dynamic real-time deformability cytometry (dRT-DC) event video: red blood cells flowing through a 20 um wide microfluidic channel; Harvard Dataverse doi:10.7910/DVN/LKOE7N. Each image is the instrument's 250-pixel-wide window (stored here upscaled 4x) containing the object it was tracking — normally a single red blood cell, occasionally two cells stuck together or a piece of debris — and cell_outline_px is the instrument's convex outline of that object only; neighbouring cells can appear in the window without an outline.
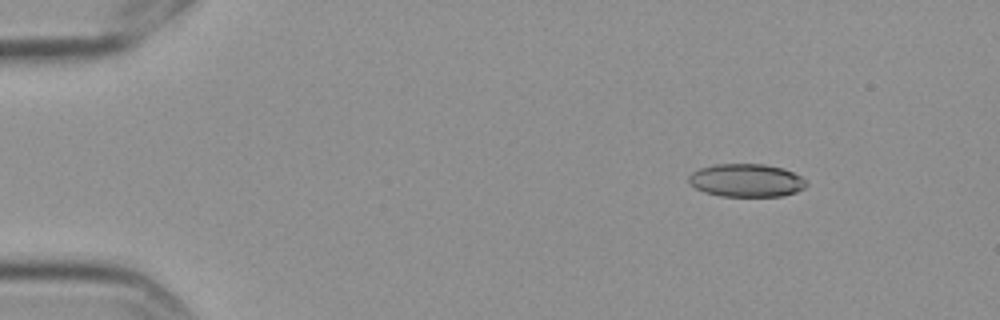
{"species": "Egyptian fruit bat (a non-hibernating species)", "species_latin": "Rousettus aegyptiacus", "temperature_condition": "cold", "stored_images_in_passage": 3, "camera_frame_rate_fps": 3000, "um_per_image_px": 0.085, "frame": {"image": 1, "passage_image": 1, "time_ms": 0.0, "image_size_px": [1000, 320], "cell_outline_px": [[808, 184], [804, 188], [796, 192], [784, 196], [720, 196], [704, 192], [696, 188], [688, 180], [688, 176], [692, 172], [700, 168], [716, 164], [764, 164], [784, 168], [800, 176]], "centroid_in_image_um": [63.45, 15.33], "position_along_channel_um": 21.6, "area_um2": 22.66}}
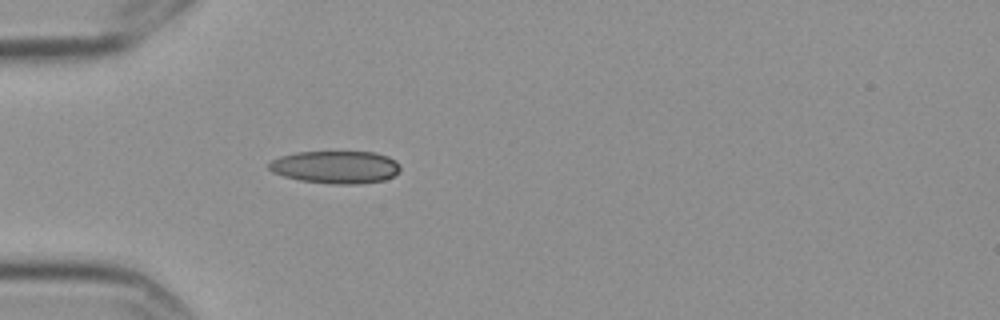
{"frame": {"image": 2, "passage_image": 3, "time_ms": 0.667, "image_size_px": [1000, 320], "cell_outline_px": [[400, 172], [384, 180], [360, 184], [332, 184], [300, 180], [284, 176], [272, 172], [268, 168], [268, 164], [272, 160], [280, 156], [296, 152], [376, 152], [388, 156], [396, 160], [400, 168]], "centroid_in_image_um": [28.54, 14.2], "position_along_channel_um": 56.5, "area_um2": 25.09}}